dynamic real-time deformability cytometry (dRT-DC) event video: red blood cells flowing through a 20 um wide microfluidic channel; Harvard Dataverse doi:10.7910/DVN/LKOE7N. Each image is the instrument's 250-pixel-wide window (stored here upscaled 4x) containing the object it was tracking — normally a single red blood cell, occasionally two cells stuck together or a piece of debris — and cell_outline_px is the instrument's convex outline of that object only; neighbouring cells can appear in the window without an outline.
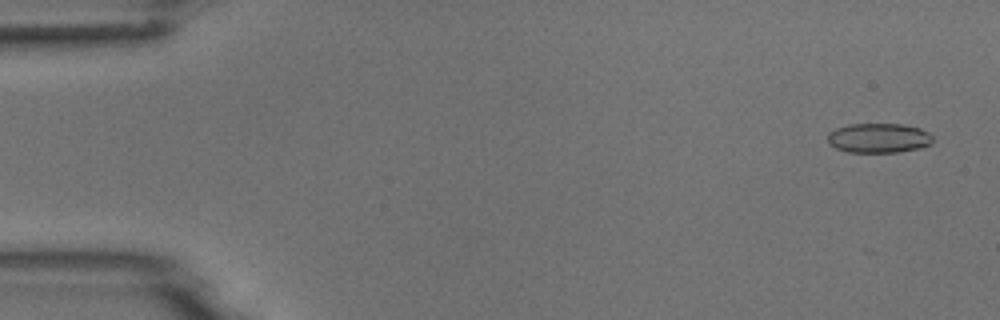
{"species": "common noctule bat (a hibernating species)", "species_latin": "Nyctalus noctula", "temperature_condition": "room temperature", "stored_images_in_passage": 5, "camera_frame_rate_fps": 3000, "um_per_image_px": 0.085, "animal": {"sex": "male", "body_mass_g": 18.8}, "frame": {"image": 1, "passage_image": 1, "time_ms": 0.0, "image_size_px": [1000, 320], "cell_outline_px": [[932, 140], [928, 144], [920, 148], [896, 152], [848, 152], [836, 148], [828, 144], [828, 132], [836, 128], [848, 124], [904, 124], [920, 128], [928, 132], [932, 136]], "centroid_in_image_um": [74.65, 11.72], "position_along_channel_um": 10.3, "area_um2": 18.15}}
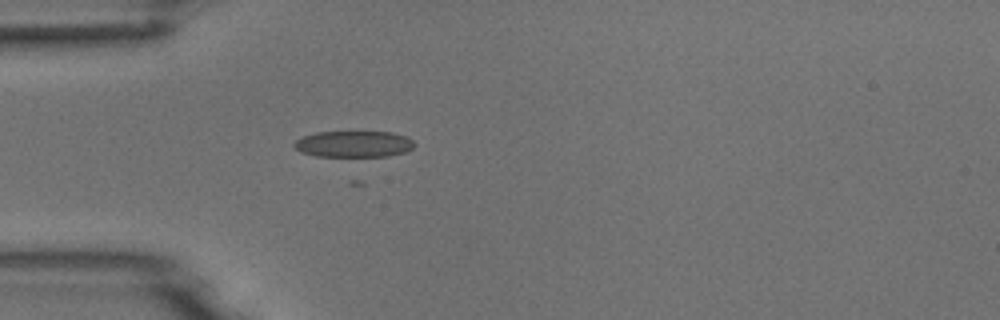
{"frame": {"image": 2, "passage_image": 5, "time_ms": 1.333, "image_size_px": [1000, 320], "cell_outline_px": [[416, 144], [412, 148], [404, 152], [388, 156], [316, 156], [300, 152], [292, 144], [296, 140], [304, 136], [316, 132], [392, 132], [408, 136]], "centroid_in_image_um": [30.08, 12.24], "position_along_channel_um": 54.9, "area_um2": 18.44}}